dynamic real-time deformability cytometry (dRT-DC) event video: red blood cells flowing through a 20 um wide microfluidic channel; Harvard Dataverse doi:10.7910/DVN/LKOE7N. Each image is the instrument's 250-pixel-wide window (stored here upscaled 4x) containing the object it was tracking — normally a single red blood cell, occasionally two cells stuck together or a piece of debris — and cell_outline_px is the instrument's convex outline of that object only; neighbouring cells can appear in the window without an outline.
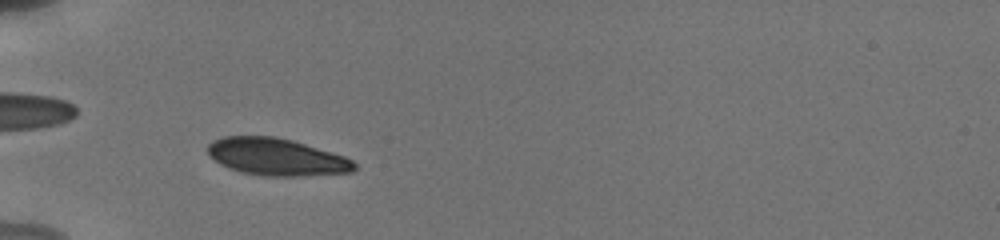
{"species": "human", "species_latin": "Homo sapiens", "temperature_condition": "cold", "stored_images_in_passage": 44, "camera_frame_rate_fps": 3000, "um_per_image_px": 0.085, "donor": {"sex": "male"}, "frame": {"image": 1, "passage_image": 8, "time_ms": 2.333, "image_size_px": [1000, 240], "cell_outline_px": [[356, 168], [352, 172], [300, 176], [264, 176], [240, 172], [228, 168], [220, 164], [208, 156], [208, 144], [212, 140], [224, 136], [272, 136], [292, 140], [344, 156], [352, 160], [356, 164]], "centroid_in_image_um": [23.46, 13.34], "position_along_channel_um": 61.5, "area_um2": 31.85}}
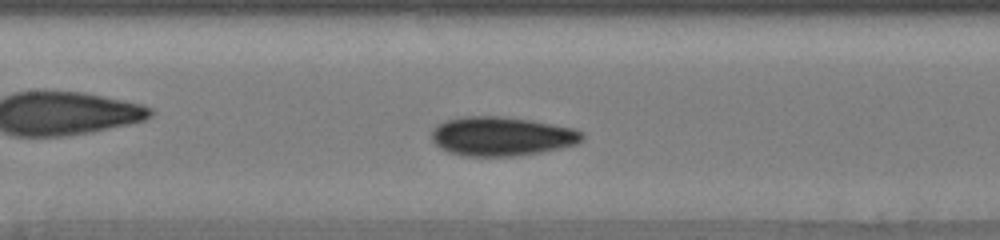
{"frame": {"image": 2, "passage_image": 17, "time_ms": 5.333, "image_size_px": [1000, 240], "cell_outline_px": [[584, 140], [576, 144], [560, 148], [520, 156], [468, 156], [448, 152], [440, 148], [432, 140], [432, 128], [436, 124], [444, 120], [460, 116], [504, 116], [532, 120], [572, 128], [584, 132]], "centroid_in_image_um": [42.62, 11.57], "position_along_channel_um": 164.8, "area_um2": 34.68}}
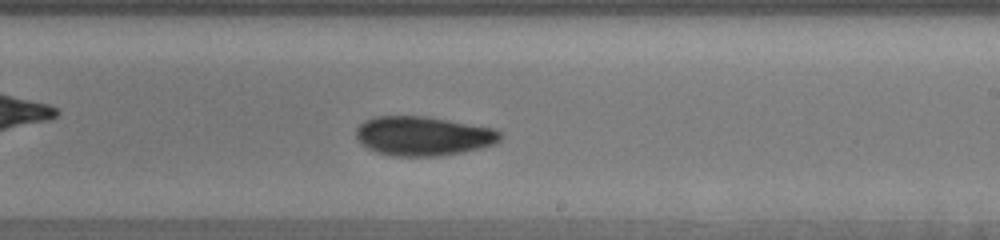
{"frame": {"image": 3, "passage_image": 24, "time_ms": 7.667, "image_size_px": [1000, 240], "cell_outline_px": [[504, 136], [496, 144], [464, 152], [440, 156], [392, 156], [376, 152], [360, 144], [356, 136], [356, 128], [364, 120], [376, 116], [424, 116], [496, 128]], "centroid_in_image_um": [35.99, 11.56], "position_along_channel_um": 253.0, "area_um2": 33.35}, "authors_computed_cell_mechanics": {"area_um2": 31.4721, "velocity_mm_per_s": 3.7999, "shape_relaxation_time_tau1_ms": 2.0709, "shape_relaxation_time_tau2_ms": null, "deformation_change_tau1": 0.0393, "deformation_change_tau2": null}}